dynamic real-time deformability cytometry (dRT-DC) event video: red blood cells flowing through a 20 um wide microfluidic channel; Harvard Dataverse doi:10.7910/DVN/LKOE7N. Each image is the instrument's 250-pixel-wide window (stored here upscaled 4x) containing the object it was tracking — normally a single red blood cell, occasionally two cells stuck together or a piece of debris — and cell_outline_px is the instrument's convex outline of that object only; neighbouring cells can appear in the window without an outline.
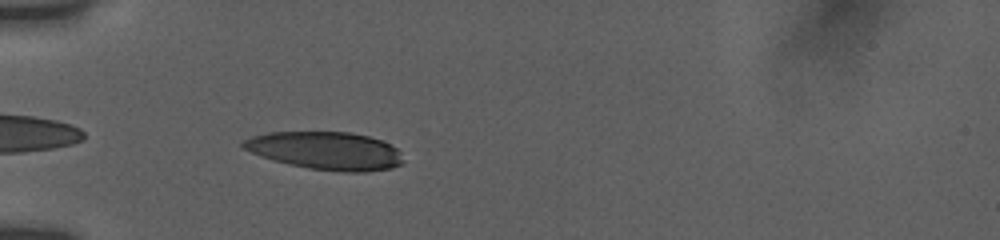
{"species": "human", "species_latin": "Homo sapiens", "temperature_condition": "room temperature", "stored_images_in_passage": 56, "camera_frame_rate_fps": 3000, "um_per_image_px": 0.085, "donor": {"sex": "female"}, "frame": {"image": 1, "passage_image": 3, "time_ms": 0.333, "image_size_px": [1000, 240], "cell_outline_px": [[404, 164], [392, 168], [364, 172], [344, 172], [308, 168], [288, 164], [252, 152], [244, 148], [240, 144], [244, 140], [252, 136], [268, 132], [352, 132], [368, 136], [380, 140], [396, 148], [400, 152], [404, 160]], "centroid_in_image_um": [27.73, 12.81], "position_along_channel_um": 57.3, "area_um2": 35.2}}
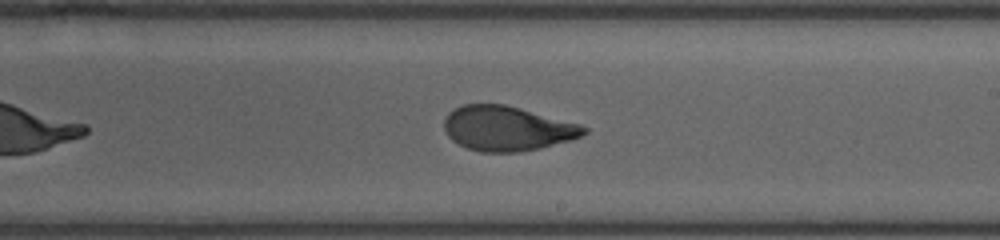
{"frame": {"image": 2, "passage_image": 26, "time_ms": 5.667, "image_size_px": [1000, 240], "cell_outline_px": [[588, 132], [572, 140], [540, 148], [520, 152], [480, 152], [468, 148], [452, 140], [448, 136], [444, 128], [444, 120], [448, 112], [464, 104], [504, 104], [520, 108], [580, 124], [588, 128]], "centroid_in_image_um": [43.11, 10.92], "position_along_channel_um": 245.9, "area_um2": 36.36}}
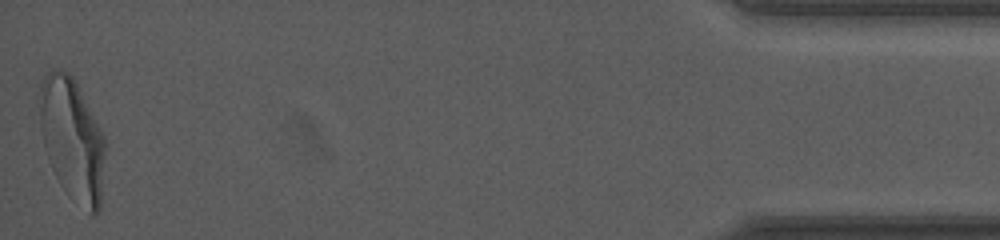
{"frame": {"image": 3, "passage_image": 55, "time_ms": 12.667, "image_size_px": [1000, 240], "cell_outline_px": [[104, 156], [100, 212], [96, 216], [92, 216], [60, 184], [52, 168], [44, 148], [40, 124], [40, 84], [44, 76], [48, 72], [56, 68], [60, 68], [68, 72], [72, 76], [100, 128], [104, 136]], "centroid_in_image_um": [6.13, 11.83], "position_along_channel_um": 429.1, "area_um2": 46.12}, "authors_computed_cell_mechanics": {"area_um2": 37.6278, "velocity_mm_per_s": 3.7815, "shape_relaxation_time_tau1_ms": 5.3617, "shape_relaxation_time_tau2_ms": 0.9622, "deformation_change_tau1": 0.2272, "deformation_change_tau2": 0.067}}